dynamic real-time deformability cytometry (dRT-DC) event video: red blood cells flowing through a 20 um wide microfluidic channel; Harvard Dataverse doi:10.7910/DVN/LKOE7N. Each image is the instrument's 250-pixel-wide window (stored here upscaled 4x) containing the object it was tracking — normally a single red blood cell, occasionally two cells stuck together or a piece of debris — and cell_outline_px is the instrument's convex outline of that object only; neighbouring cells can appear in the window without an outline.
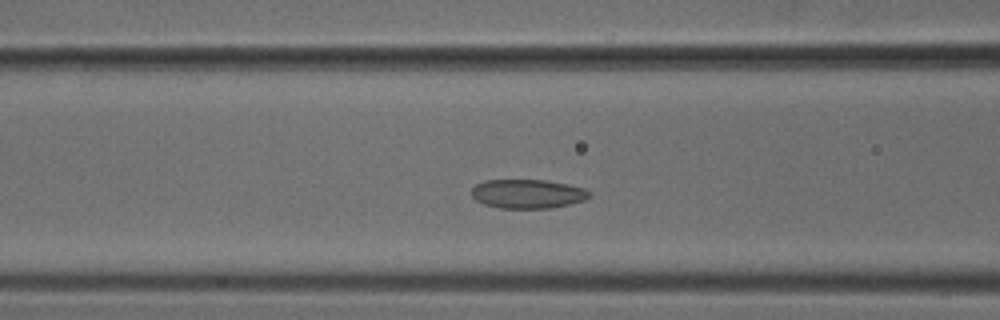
{"species": "common noctule bat (a hibernating species)", "species_latin": "Nyctalus noctula", "temperature_condition": "cold", "stored_images_in_passage": 33, "camera_frame_rate_fps": 3000, "um_per_image_px": 0.085, "animal": {"sex": "male", "body_mass_g": 18.8}, "frame": {"image": 1, "passage_image": 6, "time_ms": 1.667, "image_size_px": [1000, 320], "cell_outline_px": [[592, 196], [584, 200], [572, 204], [552, 208], [500, 208], [484, 204], [476, 200], [472, 196], [472, 188], [476, 184], [484, 180], [544, 180], [568, 184], [584, 188], [592, 192]], "centroid_in_image_um": [44.89, 16.48], "position_along_channel_um": 121.7, "area_um2": 20.11}}
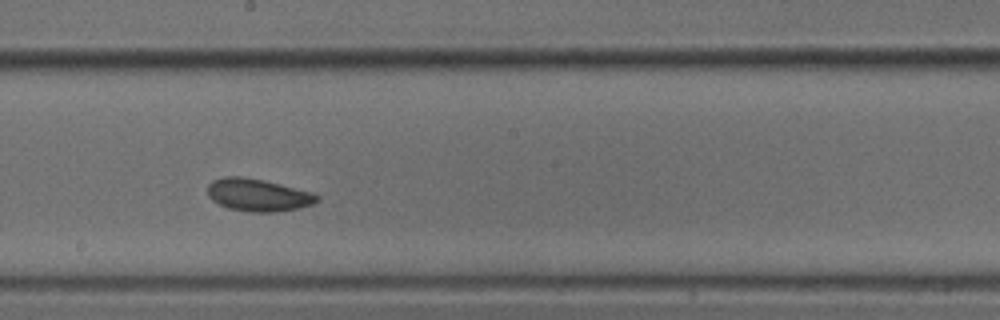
{"frame": {"image": 2, "passage_image": 14, "time_ms": 4.333, "image_size_px": [1000, 320], "cell_outline_px": [[320, 200], [312, 204], [300, 208], [276, 212], [252, 212], [228, 208], [212, 200], [208, 196], [208, 184], [212, 180], [224, 176], [240, 176], [264, 180], [312, 192], [320, 196]], "centroid_in_image_um": [21.94, 16.57], "position_along_channel_um": 226.3, "area_um2": 20.81}}
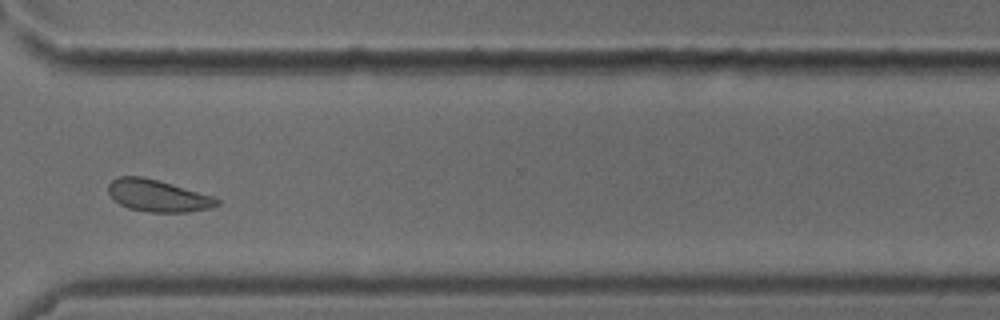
{"frame": {"image": 3, "passage_image": 24, "time_ms": 7.667, "image_size_px": [1000, 320], "cell_outline_px": [[220, 204], [208, 208], [188, 212], [148, 212], [128, 208], [112, 200], [108, 192], [108, 184], [112, 180], [120, 176], [144, 176], [212, 196], [220, 200]], "centroid_in_image_um": [13.36, 16.64], "position_along_channel_um": 357.2, "area_um2": 20.17}}